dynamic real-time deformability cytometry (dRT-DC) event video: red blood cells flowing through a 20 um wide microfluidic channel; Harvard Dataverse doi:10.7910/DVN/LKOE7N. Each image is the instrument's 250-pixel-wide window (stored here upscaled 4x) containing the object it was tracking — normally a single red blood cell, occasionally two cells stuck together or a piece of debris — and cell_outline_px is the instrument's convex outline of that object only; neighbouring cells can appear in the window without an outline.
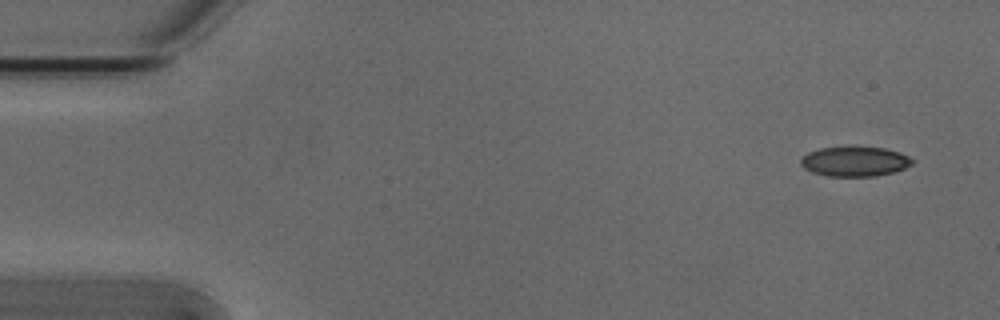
{"species": "Egyptian fruit bat (a non-hibernating species)", "species_latin": "Rousettus aegyptiacus", "temperature_condition": "cold", "stored_images_in_passage": 5, "camera_frame_rate_fps": 3000, "um_per_image_px": 0.085, "animal": {"sex": "male"}, "frame": {"image": 1, "passage_image": 1, "time_ms": 0.0, "image_size_px": [1000, 320], "cell_outline_px": [[916, 160], [912, 164], [904, 168], [892, 172], [876, 176], [828, 176], [812, 172], [804, 168], [800, 164], [800, 160], [808, 152], [820, 148], [884, 148], [900, 152]], "centroid_in_image_um": [72.67, 13.74], "position_along_channel_um": 12.3, "area_um2": 19.07}}
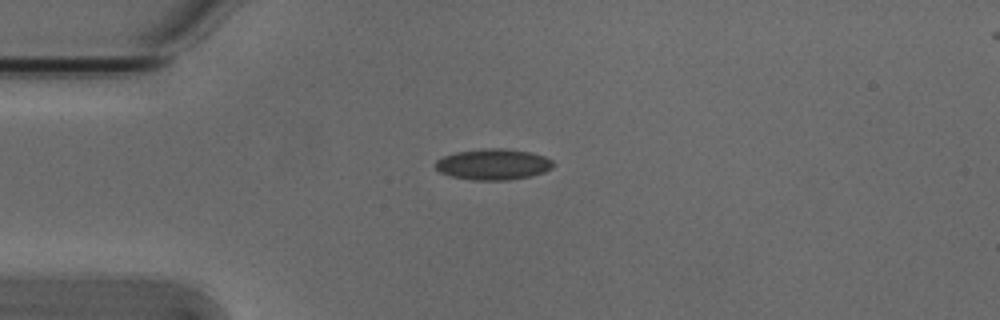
{"frame": {"image": 2, "passage_image": 3, "time_ms": 0.667, "image_size_px": [1000, 320], "cell_outline_px": [[556, 164], [552, 168], [544, 172], [532, 176], [508, 180], [472, 180], [452, 176], [440, 172], [436, 168], [436, 160], [444, 156], [456, 152], [488, 148], [500, 148], [532, 152], [544, 156], [552, 160]], "centroid_in_image_um": [41.96, 13.97], "position_along_channel_um": 43.0, "area_um2": 21.27}}
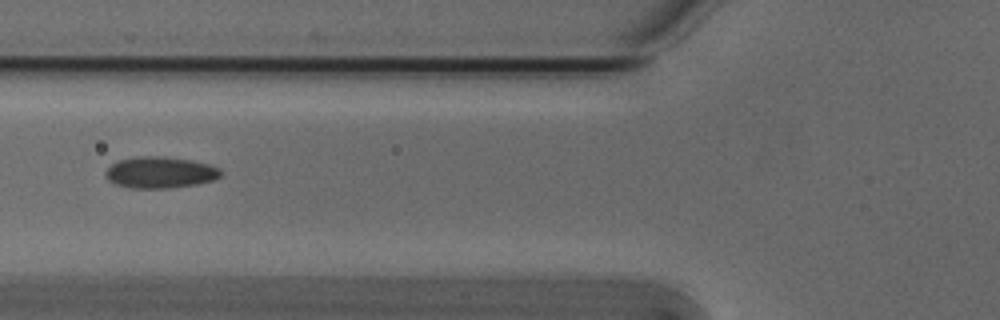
{"frame": {"image": 3, "passage_image": 5, "time_ms": 1.333, "image_size_px": [1000, 320], "cell_outline_px": [[224, 172], [220, 176], [212, 180], [196, 184], [168, 188], [132, 188], [116, 184], [108, 180], [104, 172], [112, 164], [120, 160], [136, 156], [164, 156], [192, 160], [208, 164], [220, 168]], "centroid_in_image_um": [13.62, 14.65], "position_along_channel_um": 112.2, "area_um2": 21.1}}